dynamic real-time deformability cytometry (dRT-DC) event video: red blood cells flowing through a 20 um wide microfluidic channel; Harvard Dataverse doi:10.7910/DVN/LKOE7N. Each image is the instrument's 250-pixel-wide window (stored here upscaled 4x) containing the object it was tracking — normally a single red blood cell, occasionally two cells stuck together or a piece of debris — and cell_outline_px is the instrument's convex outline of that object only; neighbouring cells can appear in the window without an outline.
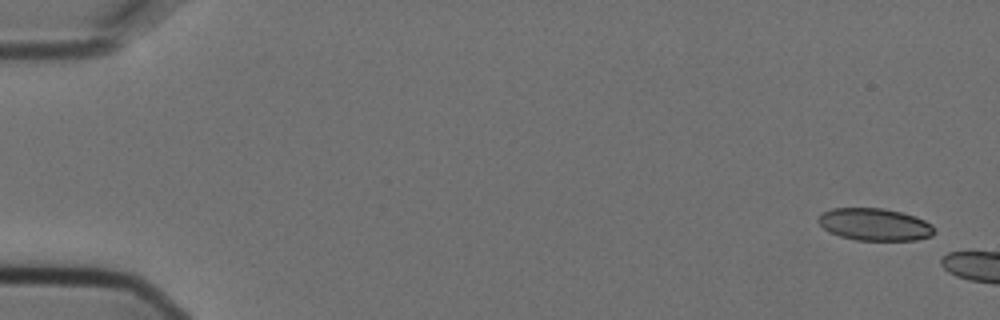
{"species": "Egyptian fruit bat (a non-hibernating species)", "species_latin": "Rousettus aegyptiacus", "temperature_condition": "cold", "stored_images_in_passage": 5, "camera_frame_rate_fps": 3000, "um_per_image_px": 0.085, "animal": {"sex": "female"}, "frame": {"image": 1, "passage_image": 1, "time_ms": 0.0, "image_size_px": [1000, 320], "cell_outline_px": [[936, 232], [932, 236], [916, 240], [856, 240], [840, 236], [828, 232], [816, 220], [824, 212], [832, 208], [884, 208], [916, 216], [932, 224], [936, 228]], "centroid_in_image_um": [74.39, 19.08], "position_along_channel_um": 10.6, "area_um2": 21.96}}